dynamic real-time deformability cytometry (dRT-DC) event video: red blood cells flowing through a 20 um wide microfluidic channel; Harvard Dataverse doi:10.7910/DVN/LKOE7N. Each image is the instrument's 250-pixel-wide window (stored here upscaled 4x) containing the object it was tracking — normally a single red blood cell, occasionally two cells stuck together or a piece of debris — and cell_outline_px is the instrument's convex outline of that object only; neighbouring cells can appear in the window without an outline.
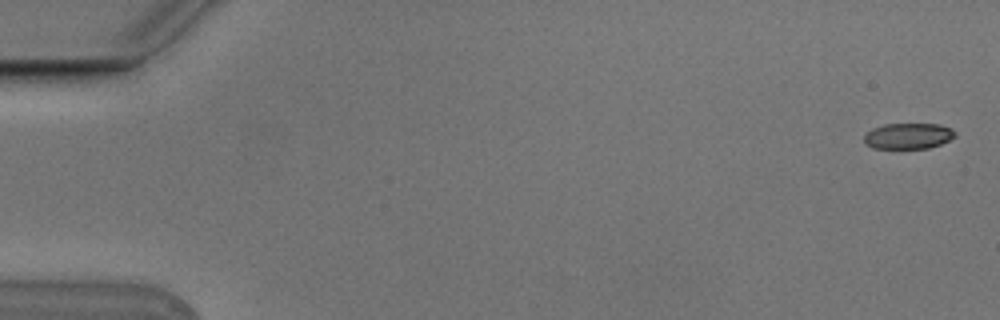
{"species": "Egyptian fruit bat (a non-hibernating species)", "species_latin": "Rousettus aegyptiacus", "temperature_condition": "cold", "stored_images_in_passage": 8, "camera_frame_rate_fps": 3000, "um_per_image_px": 0.085, "animal": {"sex": "male"}, "frame": {"image": 1, "passage_image": 1, "time_ms": 0.0, "image_size_px": [1000, 320], "cell_outline_px": [[956, 136], [940, 144], [928, 148], [872, 148], [864, 144], [864, 136], [872, 128], [884, 124], [940, 124], [952, 128], [956, 132]], "centroid_in_image_um": [77.2, 11.55], "position_along_channel_um": 7.8, "area_um2": 13.76}}
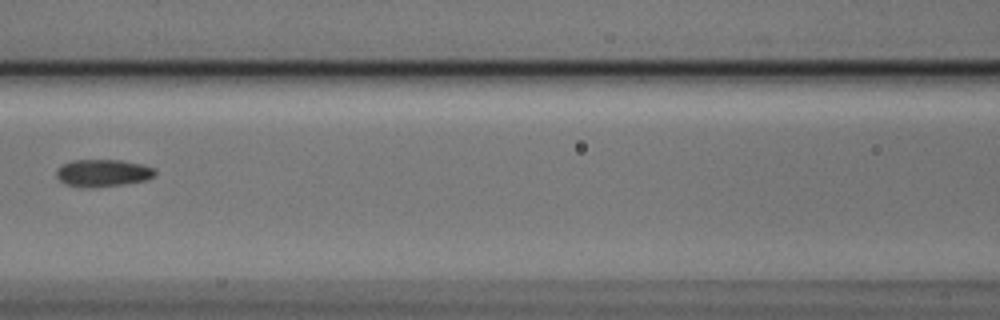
{"frame": {"image": 2, "passage_image": 7, "time_ms": 2.0, "image_size_px": [1000, 320], "cell_outline_px": [[156, 176], [144, 180], [124, 184], [84, 188], [64, 184], [56, 176], [56, 172], [64, 164], [72, 160], [120, 160], [140, 164], [156, 168]], "centroid_in_image_um": [8.76, 14.71], "position_along_channel_um": 157.8, "area_um2": 15.61}}
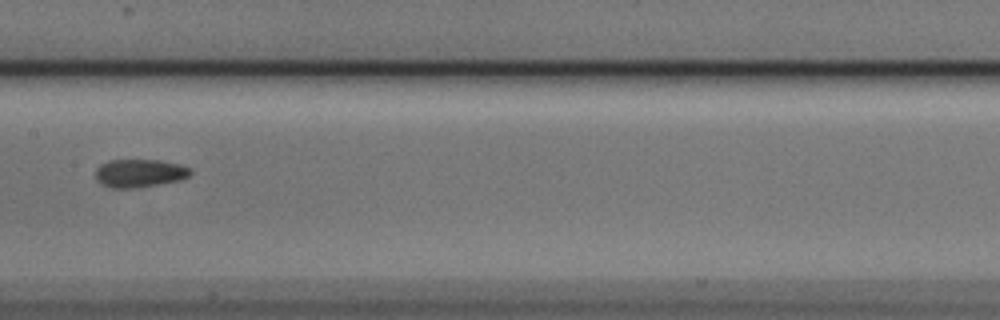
{"frame": {"image": 3, "passage_image": 8, "time_ms": 2.333, "image_size_px": [1000, 320], "cell_outline_px": [[192, 172], [188, 176], [180, 180], [140, 188], [112, 188], [96, 180], [96, 168], [100, 164], [108, 160], [160, 160], [192, 168]], "centroid_in_image_um": [11.86, 14.72], "position_along_channel_um": 195.5, "area_um2": 15.61}}